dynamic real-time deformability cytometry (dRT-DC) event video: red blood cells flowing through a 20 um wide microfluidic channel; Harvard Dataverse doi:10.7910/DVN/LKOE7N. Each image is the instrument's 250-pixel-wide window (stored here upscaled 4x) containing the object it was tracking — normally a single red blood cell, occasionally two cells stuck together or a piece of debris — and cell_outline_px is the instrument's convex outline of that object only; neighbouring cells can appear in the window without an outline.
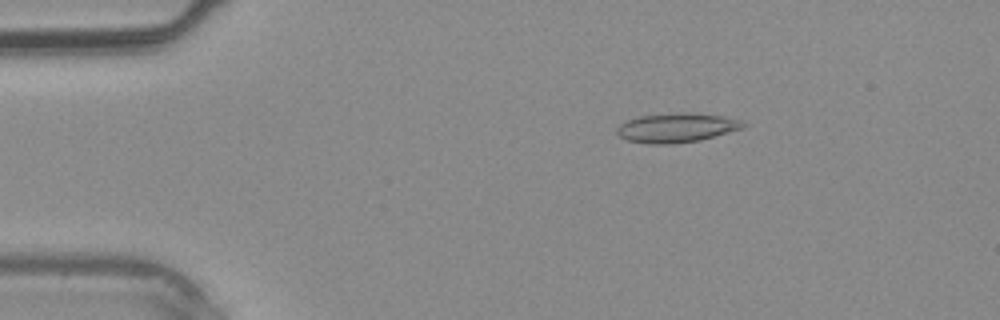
{"species": "common noctule bat (a hibernating species)", "species_latin": "Nyctalus noctula", "temperature_condition": "warm", "stored_images_in_passage": 39, "camera_frame_rate_fps": 3000, "um_per_image_px": 0.085, "animal": {"sex": "male", "body_mass_g": 20.4}, "frame": {"image": 1, "passage_image": 7, "time_ms": 2.0, "image_size_px": [1000, 320], "cell_outline_px": [[748, 124], [744, 128], [700, 140], [672, 144], [648, 144], [628, 140], [620, 136], [616, 132], [616, 128], [620, 124], [628, 120], [640, 116], [680, 112], [684, 112], [724, 116], [740, 120]], "centroid_in_image_um": [57.53, 10.86], "position_along_channel_um": 27.5, "area_um2": 21.56}}
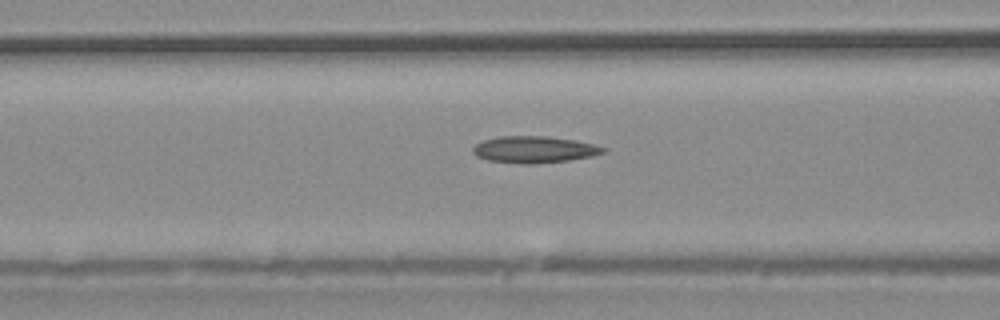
{"frame": {"image": 2, "passage_image": 16, "time_ms": 5.0, "image_size_px": [1000, 320], "cell_outline_px": [[608, 148], [604, 152], [592, 156], [568, 160], [532, 164], [520, 164], [488, 160], [476, 156], [472, 152], [472, 148], [476, 144], [484, 140], [500, 136], [548, 136], [572, 140], [592, 144]], "centroid_in_image_um": [45.38, 12.71], "position_along_channel_um": 121.2, "area_um2": 20.17}}
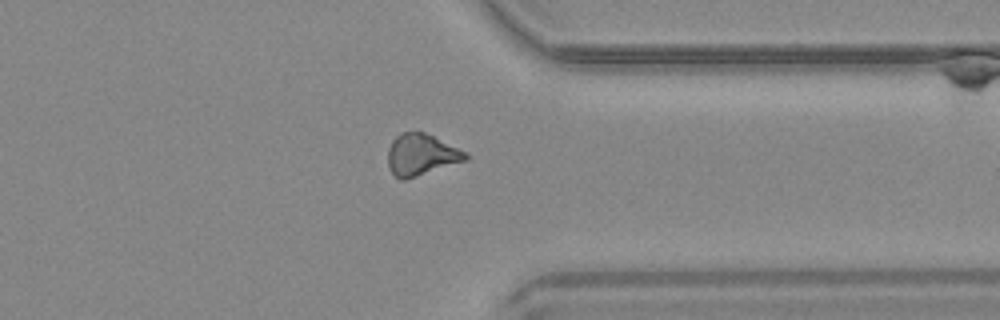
{"frame": {"image": 3, "passage_image": 31, "time_ms": 10.0, "image_size_px": [1000, 320], "cell_outline_px": [[472, 156], [468, 160], [404, 180], [400, 180], [392, 172], [388, 164], [388, 148], [392, 140], [400, 132], [424, 132], [468, 152]], "centroid_in_image_um": [35.84, 13.15], "position_along_channel_um": 375.6, "area_um2": 18.9}}